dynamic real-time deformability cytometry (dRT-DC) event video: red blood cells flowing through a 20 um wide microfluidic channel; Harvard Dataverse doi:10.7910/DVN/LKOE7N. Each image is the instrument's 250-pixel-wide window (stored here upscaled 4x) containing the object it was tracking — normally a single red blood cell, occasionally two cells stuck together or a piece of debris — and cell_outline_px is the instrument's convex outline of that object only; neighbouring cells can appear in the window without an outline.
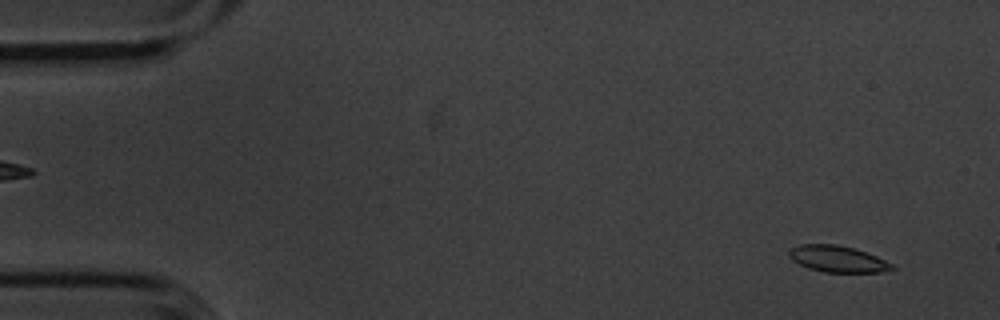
{"species": "common noctule bat (a hibernating species)", "species_latin": "Nyctalus noctula", "temperature_condition": "cold", "stored_images_in_passage": 55, "camera_frame_rate_fps": 3000, "um_per_image_px": 0.085, "animal": {"sex": "male", "body_mass_g": 20.1, "forearm_length_mm": 53.5}, "frame": {"image": 1, "passage_image": 3, "time_ms": 0.667, "image_size_px": [1000, 320], "cell_outline_px": [[896, 268], [880, 272], [824, 272], [808, 268], [792, 260], [788, 256], [788, 252], [792, 248], [800, 244], [836, 244], [852, 248], [876, 256], [892, 264]], "centroid_in_image_um": [71.16, 22.01], "position_along_channel_um": 13.8, "area_um2": 15.66}}
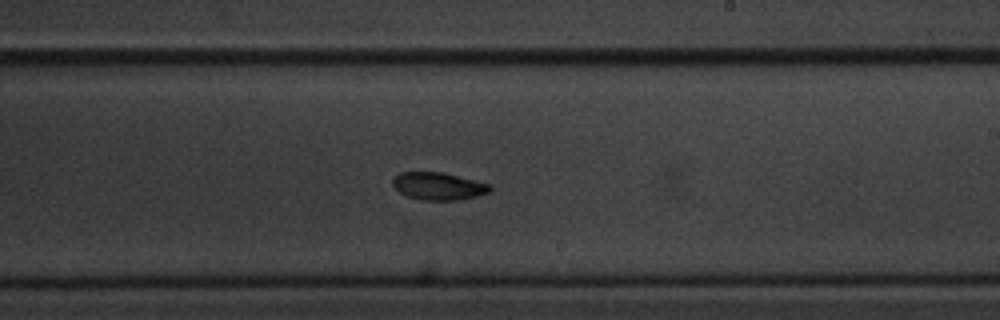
{"frame": {"image": 2, "passage_image": 32, "time_ms": 10.333, "image_size_px": [1000, 320], "cell_outline_px": [[492, 188], [488, 192], [476, 196], [460, 200], [420, 200], [408, 196], [400, 192], [392, 184], [392, 180], [400, 172], [444, 172], [492, 184]], "centroid_in_image_um": [37.29, 15.81], "position_along_channel_um": 251.7, "area_um2": 15.66}}
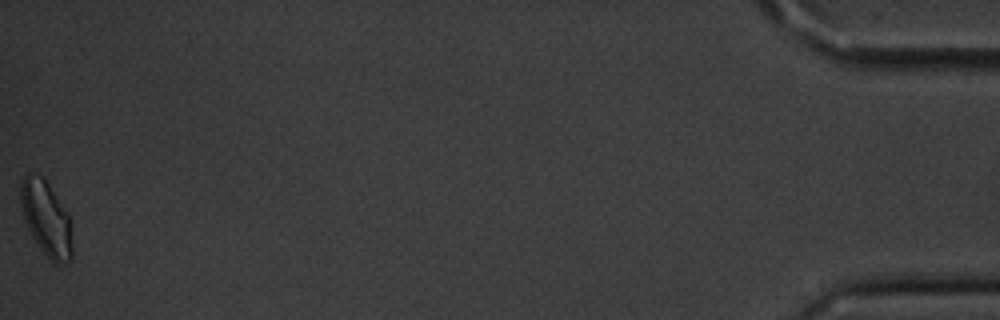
{"frame": {"image": 3, "passage_image": 55, "time_ms": 18.0, "image_size_px": [1000, 320], "cell_outline_px": [[72, 260], [60, 264], [56, 264], [40, 248], [32, 236], [24, 220], [20, 204], [20, 184], [24, 176], [28, 172], [36, 172], [48, 184], [68, 212], [72, 244]], "centroid_in_image_um": [3.91, 18.55], "position_along_channel_um": 431.3, "area_um2": 22.43}, "authors_computed_cell_mechanics": {"area_um2": 16.184, "velocity_mm_per_s": 3.5925, "shape_relaxation_time_tau1_ms": 3.983, "shape_relaxation_time_tau2_ms": null, "deformation_change_tau1": 0.1039, "deformation_change_tau2": null}}